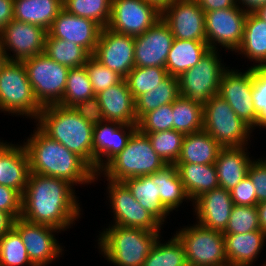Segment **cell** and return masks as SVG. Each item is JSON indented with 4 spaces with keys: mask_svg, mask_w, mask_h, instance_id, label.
I'll return each mask as SVG.
<instances>
[{
    "mask_svg": "<svg viewBox=\"0 0 266 266\" xmlns=\"http://www.w3.org/2000/svg\"><path fill=\"white\" fill-rule=\"evenodd\" d=\"M204 12L236 6V0H195Z\"/></svg>",
    "mask_w": 266,
    "mask_h": 266,
    "instance_id": "obj_52",
    "label": "cell"
},
{
    "mask_svg": "<svg viewBox=\"0 0 266 266\" xmlns=\"http://www.w3.org/2000/svg\"><path fill=\"white\" fill-rule=\"evenodd\" d=\"M8 61L5 51L2 49L0 44V71L3 65Z\"/></svg>",
    "mask_w": 266,
    "mask_h": 266,
    "instance_id": "obj_58",
    "label": "cell"
},
{
    "mask_svg": "<svg viewBox=\"0 0 266 266\" xmlns=\"http://www.w3.org/2000/svg\"><path fill=\"white\" fill-rule=\"evenodd\" d=\"M47 33L40 26L12 19L0 32V44L8 60L24 61L44 53Z\"/></svg>",
    "mask_w": 266,
    "mask_h": 266,
    "instance_id": "obj_15",
    "label": "cell"
},
{
    "mask_svg": "<svg viewBox=\"0 0 266 266\" xmlns=\"http://www.w3.org/2000/svg\"><path fill=\"white\" fill-rule=\"evenodd\" d=\"M107 181V197L114 213L113 225L160 232L162 224L139 204L123 182Z\"/></svg>",
    "mask_w": 266,
    "mask_h": 266,
    "instance_id": "obj_14",
    "label": "cell"
},
{
    "mask_svg": "<svg viewBox=\"0 0 266 266\" xmlns=\"http://www.w3.org/2000/svg\"><path fill=\"white\" fill-rule=\"evenodd\" d=\"M9 145H10L9 143L7 144V142L5 143V142H3V140L1 142V140H0V153Z\"/></svg>",
    "mask_w": 266,
    "mask_h": 266,
    "instance_id": "obj_59",
    "label": "cell"
},
{
    "mask_svg": "<svg viewBox=\"0 0 266 266\" xmlns=\"http://www.w3.org/2000/svg\"><path fill=\"white\" fill-rule=\"evenodd\" d=\"M230 194L235 205L256 206L258 204L256 190L248 175L230 191Z\"/></svg>",
    "mask_w": 266,
    "mask_h": 266,
    "instance_id": "obj_50",
    "label": "cell"
},
{
    "mask_svg": "<svg viewBox=\"0 0 266 266\" xmlns=\"http://www.w3.org/2000/svg\"><path fill=\"white\" fill-rule=\"evenodd\" d=\"M146 134L154 151L166 164H176L179 159L184 134L175 131H160Z\"/></svg>",
    "mask_w": 266,
    "mask_h": 266,
    "instance_id": "obj_42",
    "label": "cell"
},
{
    "mask_svg": "<svg viewBox=\"0 0 266 266\" xmlns=\"http://www.w3.org/2000/svg\"><path fill=\"white\" fill-rule=\"evenodd\" d=\"M248 154L245 146L222 147L220 149L214 163L219 187L231 191L247 176L248 168L253 161Z\"/></svg>",
    "mask_w": 266,
    "mask_h": 266,
    "instance_id": "obj_25",
    "label": "cell"
},
{
    "mask_svg": "<svg viewBox=\"0 0 266 266\" xmlns=\"http://www.w3.org/2000/svg\"><path fill=\"white\" fill-rule=\"evenodd\" d=\"M218 50H209L191 69L178 77L180 96L204 104L219 93L223 66ZM220 60V61H219Z\"/></svg>",
    "mask_w": 266,
    "mask_h": 266,
    "instance_id": "obj_10",
    "label": "cell"
},
{
    "mask_svg": "<svg viewBox=\"0 0 266 266\" xmlns=\"http://www.w3.org/2000/svg\"><path fill=\"white\" fill-rule=\"evenodd\" d=\"M29 174V157L25 146L11 143L0 153V184L23 195Z\"/></svg>",
    "mask_w": 266,
    "mask_h": 266,
    "instance_id": "obj_24",
    "label": "cell"
},
{
    "mask_svg": "<svg viewBox=\"0 0 266 266\" xmlns=\"http://www.w3.org/2000/svg\"><path fill=\"white\" fill-rule=\"evenodd\" d=\"M111 8L112 0H63V9L67 12L91 19L102 28L109 24Z\"/></svg>",
    "mask_w": 266,
    "mask_h": 266,
    "instance_id": "obj_39",
    "label": "cell"
},
{
    "mask_svg": "<svg viewBox=\"0 0 266 266\" xmlns=\"http://www.w3.org/2000/svg\"><path fill=\"white\" fill-rule=\"evenodd\" d=\"M72 108L87 123L93 126L99 125L106 121V118L100 106V102L96 96L79 102Z\"/></svg>",
    "mask_w": 266,
    "mask_h": 266,
    "instance_id": "obj_47",
    "label": "cell"
},
{
    "mask_svg": "<svg viewBox=\"0 0 266 266\" xmlns=\"http://www.w3.org/2000/svg\"><path fill=\"white\" fill-rule=\"evenodd\" d=\"M180 96L178 77L168 75L158 87L135 99L137 121L147 112L173 103Z\"/></svg>",
    "mask_w": 266,
    "mask_h": 266,
    "instance_id": "obj_34",
    "label": "cell"
},
{
    "mask_svg": "<svg viewBox=\"0 0 266 266\" xmlns=\"http://www.w3.org/2000/svg\"><path fill=\"white\" fill-rule=\"evenodd\" d=\"M106 121L137 125L135 100L126 80L96 94Z\"/></svg>",
    "mask_w": 266,
    "mask_h": 266,
    "instance_id": "obj_23",
    "label": "cell"
},
{
    "mask_svg": "<svg viewBox=\"0 0 266 266\" xmlns=\"http://www.w3.org/2000/svg\"><path fill=\"white\" fill-rule=\"evenodd\" d=\"M94 96L96 95L85 66L69 69L64 95L59 105L73 107Z\"/></svg>",
    "mask_w": 266,
    "mask_h": 266,
    "instance_id": "obj_38",
    "label": "cell"
},
{
    "mask_svg": "<svg viewBox=\"0 0 266 266\" xmlns=\"http://www.w3.org/2000/svg\"><path fill=\"white\" fill-rule=\"evenodd\" d=\"M193 205L198 224L223 232L228 224L234 203L230 191L218 187L198 197Z\"/></svg>",
    "mask_w": 266,
    "mask_h": 266,
    "instance_id": "obj_22",
    "label": "cell"
},
{
    "mask_svg": "<svg viewBox=\"0 0 266 266\" xmlns=\"http://www.w3.org/2000/svg\"><path fill=\"white\" fill-rule=\"evenodd\" d=\"M44 54L69 69L83 67L91 56L83 47L47 33Z\"/></svg>",
    "mask_w": 266,
    "mask_h": 266,
    "instance_id": "obj_36",
    "label": "cell"
},
{
    "mask_svg": "<svg viewBox=\"0 0 266 266\" xmlns=\"http://www.w3.org/2000/svg\"><path fill=\"white\" fill-rule=\"evenodd\" d=\"M172 103L162 105L144 114L137 123V129L142 133H155L173 129Z\"/></svg>",
    "mask_w": 266,
    "mask_h": 266,
    "instance_id": "obj_44",
    "label": "cell"
},
{
    "mask_svg": "<svg viewBox=\"0 0 266 266\" xmlns=\"http://www.w3.org/2000/svg\"><path fill=\"white\" fill-rule=\"evenodd\" d=\"M148 176L158 185L160 201L169 212L178 208L183 200H190L175 164H167Z\"/></svg>",
    "mask_w": 266,
    "mask_h": 266,
    "instance_id": "obj_32",
    "label": "cell"
},
{
    "mask_svg": "<svg viewBox=\"0 0 266 266\" xmlns=\"http://www.w3.org/2000/svg\"><path fill=\"white\" fill-rule=\"evenodd\" d=\"M14 221L9 213L0 210V238L13 227Z\"/></svg>",
    "mask_w": 266,
    "mask_h": 266,
    "instance_id": "obj_53",
    "label": "cell"
},
{
    "mask_svg": "<svg viewBox=\"0 0 266 266\" xmlns=\"http://www.w3.org/2000/svg\"><path fill=\"white\" fill-rule=\"evenodd\" d=\"M0 262L3 266H34L20 234L14 227L0 238Z\"/></svg>",
    "mask_w": 266,
    "mask_h": 266,
    "instance_id": "obj_41",
    "label": "cell"
},
{
    "mask_svg": "<svg viewBox=\"0 0 266 266\" xmlns=\"http://www.w3.org/2000/svg\"><path fill=\"white\" fill-rule=\"evenodd\" d=\"M14 19V0H0V32Z\"/></svg>",
    "mask_w": 266,
    "mask_h": 266,
    "instance_id": "obj_51",
    "label": "cell"
},
{
    "mask_svg": "<svg viewBox=\"0 0 266 266\" xmlns=\"http://www.w3.org/2000/svg\"><path fill=\"white\" fill-rule=\"evenodd\" d=\"M247 175L253 182L256 190L257 201L262 202L266 200V159L262 158L252 161L248 168Z\"/></svg>",
    "mask_w": 266,
    "mask_h": 266,
    "instance_id": "obj_49",
    "label": "cell"
},
{
    "mask_svg": "<svg viewBox=\"0 0 266 266\" xmlns=\"http://www.w3.org/2000/svg\"><path fill=\"white\" fill-rule=\"evenodd\" d=\"M261 20L266 22V4L263 6L259 7L255 12H254Z\"/></svg>",
    "mask_w": 266,
    "mask_h": 266,
    "instance_id": "obj_57",
    "label": "cell"
},
{
    "mask_svg": "<svg viewBox=\"0 0 266 266\" xmlns=\"http://www.w3.org/2000/svg\"><path fill=\"white\" fill-rule=\"evenodd\" d=\"M123 183L128 187L139 204L151 213L161 224H164L163 222H165L170 212L160 201L157 189L158 185L154 184L148 175L137 178H127Z\"/></svg>",
    "mask_w": 266,
    "mask_h": 266,
    "instance_id": "obj_33",
    "label": "cell"
},
{
    "mask_svg": "<svg viewBox=\"0 0 266 266\" xmlns=\"http://www.w3.org/2000/svg\"><path fill=\"white\" fill-rule=\"evenodd\" d=\"M261 230L256 206H233L223 234H239Z\"/></svg>",
    "mask_w": 266,
    "mask_h": 266,
    "instance_id": "obj_43",
    "label": "cell"
},
{
    "mask_svg": "<svg viewBox=\"0 0 266 266\" xmlns=\"http://www.w3.org/2000/svg\"><path fill=\"white\" fill-rule=\"evenodd\" d=\"M258 211L259 225L263 232L266 233V200L256 205Z\"/></svg>",
    "mask_w": 266,
    "mask_h": 266,
    "instance_id": "obj_55",
    "label": "cell"
},
{
    "mask_svg": "<svg viewBox=\"0 0 266 266\" xmlns=\"http://www.w3.org/2000/svg\"><path fill=\"white\" fill-rule=\"evenodd\" d=\"M161 19V10L144 0H112L107 28L130 36L142 35Z\"/></svg>",
    "mask_w": 266,
    "mask_h": 266,
    "instance_id": "obj_13",
    "label": "cell"
},
{
    "mask_svg": "<svg viewBox=\"0 0 266 266\" xmlns=\"http://www.w3.org/2000/svg\"><path fill=\"white\" fill-rule=\"evenodd\" d=\"M13 227L20 234L28 257L34 266H46L55 258L62 255V247L59 245L53 233L61 230L44 224H35L24 219L17 218Z\"/></svg>",
    "mask_w": 266,
    "mask_h": 266,
    "instance_id": "obj_17",
    "label": "cell"
},
{
    "mask_svg": "<svg viewBox=\"0 0 266 266\" xmlns=\"http://www.w3.org/2000/svg\"><path fill=\"white\" fill-rule=\"evenodd\" d=\"M42 108L23 62L8 60L0 71V110L37 119Z\"/></svg>",
    "mask_w": 266,
    "mask_h": 266,
    "instance_id": "obj_6",
    "label": "cell"
},
{
    "mask_svg": "<svg viewBox=\"0 0 266 266\" xmlns=\"http://www.w3.org/2000/svg\"><path fill=\"white\" fill-rule=\"evenodd\" d=\"M203 130L221 147L248 145L252 129L218 94L203 104Z\"/></svg>",
    "mask_w": 266,
    "mask_h": 266,
    "instance_id": "obj_7",
    "label": "cell"
},
{
    "mask_svg": "<svg viewBox=\"0 0 266 266\" xmlns=\"http://www.w3.org/2000/svg\"><path fill=\"white\" fill-rule=\"evenodd\" d=\"M136 130L137 125L121 124L115 121H105L95 125L93 128V171L99 173L116 157L125 148Z\"/></svg>",
    "mask_w": 266,
    "mask_h": 266,
    "instance_id": "obj_19",
    "label": "cell"
},
{
    "mask_svg": "<svg viewBox=\"0 0 266 266\" xmlns=\"http://www.w3.org/2000/svg\"><path fill=\"white\" fill-rule=\"evenodd\" d=\"M159 237L150 250L143 266H187L182 242L174 235L168 242L161 243Z\"/></svg>",
    "mask_w": 266,
    "mask_h": 266,
    "instance_id": "obj_37",
    "label": "cell"
},
{
    "mask_svg": "<svg viewBox=\"0 0 266 266\" xmlns=\"http://www.w3.org/2000/svg\"><path fill=\"white\" fill-rule=\"evenodd\" d=\"M182 242L189 266H228L224 234L200 224L182 228L175 234Z\"/></svg>",
    "mask_w": 266,
    "mask_h": 266,
    "instance_id": "obj_9",
    "label": "cell"
},
{
    "mask_svg": "<svg viewBox=\"0 0 266 266\" xmlns=\"http://www.w3.org/2000/svg\"><path fill=\"white\" fill-rule=\"evenodd\" d=\"M160 232L109 225L99 234L98 248L116 266H143Z\"/></svg>",
    "mask_w": 266,
    "mask_h": 266,
    "instance_id": "obj_4",
    "label": "cell"
},
{
    "mask_svg": "<svg viewBox=\"0 0 266 266\" xmlns=\"http://www.w3.org/2000/svg\"><path fill=\"white\" fill-rule=\"evenodd\" d=\"M240 4L243 5L240 8L249 13L255 12L259 7L266 4V0H236V5L239 6Z\"/></svg>",
    "mask_w": 266,
    "mask_h": 266,
    "instance_id": "obj_54",
    "label": "cell"
},
{
    "mask_svg": "<svg viewBox=\"0 0 266 266\" xmlns=\"http://www.w3.org/2000/svg\"><path fill=\"white\" fill-rule=\"evenodd\" d=\"M167 165L154 151L146 134L138 129L131 135L125 148L99 173L106 179L123 182L127 178L151 175Z\"/></svg>",
    "mask_w": 266,
    "mask_h": 266,
    "instance_id": "obj_5",
    "label": "cell"
},
{
    "mask_svg": "<svg viewBox=\"0 0 266 266\" xmlns=\"http://www.w3.org/2000/svg\"><path fill=\"white\" fill-rule=\"evenodd\" d=\"M0 210L9 213L14 219L22 213V195L15 189L0 184Z\"/></svg>",
    "mask_w": 266,
    "mask_h": 266,
    "instance_id": "obj_48",
    "label": "cell"
},
{
    "mask_svg": "<svg viewBox=\"0 0 266 266\" xmlns=\"http://www.w3.org/2000/svg\"><path fill=\"white\" fill-rule=\"evenodd\" d=\"M266 239L262 230L239 234H224L228 266H252Z\"/></svg>",
    "mask_w": 266,
    "mask_h": 266,
    "instance_id": "obj_26",
    "label": "cell"
},
{
    "mask_svg": "<svg viewBox=\"0 0 266 266\" xmlns=\"http://www.w3.org/2000/svg\"><path fill=\"white\" fill-rule=\"evenodd\" d=\"M161 19L175 39L206 41L205 12L195 0H172L161 11Z\"/></svg>",
    "mask_w": 266,
    "mask_h": 266,
    "instance_id": "obj_16",
    "label": "cell"
},
{
    "mask_svg": "<svg viewBox=\"0 0 266 266\" xmlns=\"http://www.w3.org/2000/svg\"><path fill=\"white\" fill-rule=\"evenodd\" d=\"M252 96L258 114L256 127L266 128V67H253Z\"/></svg>",
    "mask_w": 266,
    "mask_h": 266,
    "instance_id": "obj_46",
    "label": "cell"
},
{
    "mask_svg": "<svg viewBox=\"0 0 266 266\" xmlns=\"http://www.w3.org/2000/svg\"><path fill=\"white\" fill-rule=\"evenodd\" d=\"M168 76L164 67H134L124 78L134 100L158 87Z\"/></svg>",
    "mask_w": 266,
    "mask_h": 266,
    "instance_id": "obj_40",
    "label": "cell"
},
{
    "mask_svg": "<svg viewBox=\"0 0 266 266\" xmlns=\"http://www.w3.org/2000/svg\"><path fill=\"white\" fill-rule=\"evenodd\" d=\"M175 166L192 202L219 187L215 164L176 163Z\"/></svg>",
    "mask_w": 266,
    "mask_h": 266,
    "instance_id": "obj_27",
    "label": "cell"
},
{
    "mask_svg": "<svg viewBox=\"0 0 266 266\" xmlns=\"http://www.w3.org/2000/svg\"><path fill=\"white\" fill-rule=\"evenodd\" d=\"M221 148L204 130L187 134L176 163L214 164Z\"/></svg>",
    "mask_w": 266,
    "mask_h": 266,
    "instance_id": "obj_31",
    "label": "cell"
},
{
    "mask_svg": "<svg viewBox=\"0 0 266 266\" xmlns=\"http://www.w3.org/2000/svg\"><path fill=\"white\" fill-rule=\"evenodd\" d=\"M101 30L102 27L95 21L62 9L47 32L53 38L78 44L93 55Z\"/></svg>",
    "mask_w": 266,
    "mask_h": 266,
    "instance_id": "obj_21",
    "label": "cell"
},
{
    "mask_svg": "<svg viewBox=\"0 0 266 266\" xmlns=\"http://www.w3.org/2000/svg\"><path fill=\"white\" fill-rule=\"evenodd\" d=\"M155 5L159 10H163L172 0H144Z\"/></svg>",
    "mask_w": 266,
    "mask_h": 266,
    "instance_id": "obj_56",
    "label": "cell"
},
{
    "mask_svg": "<svg viewBox=\"0 0 266 266\" xmlns=\"http://www.w3.org/2000/svg\"><path fill=\"white\" fill-rule=\"evenodd\" d=\"M84 66L87 69L95 95L109 87L115 86L124 79L115 71L101 64L92 55Z\"/></svg>",
    "mask_w": 266,
    "mask_h": 266,
    "instance_id": "obj_45",
    "label": "cell"
},
{
    "mask_svg": "<svg viewBox=\"0 0 266 266\" xmlns=\"http://www.w3.org/2000/svg\"><path fill=\"white\" fill-rule=\"evenodd\" d=\"M97 61L125 78L135 67L134 37L102 28L92 55Z\"/></svg>",
    "mask_w": 266,
    "mask_h": 266,
    "instance_id": "obj_18",
    "label": "cell"
},
{
    "mask_svg": "<svg viewBox=\"0 0 266 266\" xmlns=\"http://www.w3.org/2000/svg\"><path fill=\"white\" fill-rule=\"evenodd\" d=\"M236 52L258 63L251 67H266V22L254 12L246 17L243 39Z\"/></svg>",
    "mask_w": 266,
    "mask_h": 266,
    "instance_id": "obj_30",
    "label": "cell"
},
{
    "mask_svg": "<svg viewBox=\"0 0 266 266\" xmlns=\"http://www.w3.org/2000/svg\"><path fill=\"white\" fill-rule=\"evenodd\" d=\"M174 36L160 19L142 35L134 37L135 67H164Z\"/></svg>",
    "mask_w": 266,
    "mask_h": 266,
    "instance_id": "obj_20",
    "label": "cell"
},
{
    "mask_svg": "<svg viewBox=\"0 0 266 266\" xmlns=\"http://www.w3.org/2000/svg\"><path fill=\"white\" fill-rule=\"evenodd\" d=\"M63 9V0H14V19L48 31Z\"/></svg>",
    "mask_w": 266,
    "mask_h": 266,
    "instance_id": "obj_29",
    "label": "cell"
},
{
    "mask_svg": "<svg viewBox=\"0 0 266 266\" xmlns=\"http://www.w3.org/2000/svg\"><path fill=\"white\" fill-rule=\"evenodd\" d=\"M173 129L184 135L203 130V104L179 96L172 103Z\"/></svg>",
    "mask_w": 266,
    "mask_h": 266,
    "instance_id": "obj_35",
    "label": "cell"
},
{
    "mask_svg": "<svg viewBox=\"0 0 266 266\" xmlns=\"http://www.w3.org/2000/svg\"><path fill=\"white\" fill-rule=\"evenodd\" d=\"M209 50L207 41L174 38L165 64L168 75L179 77L193 68Z\"/></svg>",
    "mask_w": 266,
    "mask_h": 266,
    "instance_id": "obj_28",
    "label": "cell"
},
{
    "mask_svg": "<svg viewBox=\"0 0 266 266\" xmlns=\"http://www.w3.org/2000/svg\"><path fill=\"white\" fill-rule=\"evenodd\" d=\"M36 127L23 143L29 157L30 173L61 178L73 185L95 181L96 173L81 157Z\"/></svg>",
    "mask_w": 266,
    "mask_h": 266,
    "instance_id": "obj_2",
    "label": "cell"
},
{
    "mask_svg": "<svg viewBox=\"0 0 266 266\" xmlns=\"http://www.w3.org/2000/svg\"><path fill=\"white\" fill-rule=\"evenodd\" d=\"M247 15L248 12L238 5L205 12V34L209 48L217 50L219 44L236 52L243 39Z\"/></svg>",
    "mask_w": 266,
    "mask_h": 266,
    "instance_id": "obj_11",
    "label": "cell"
},
{
    "mask_svg": "<svg viewBox=\"0 0 266 266\" xmlns=\"http://www.w3.org/2000/svg\"><path fill=\"white\" fill-rule=\"evenodd\" d=\"M253 67L245 72L227 69L222 77L218 95L252 130L256 129L258 114L253 102Z\"/></svg>",
    "mask_w": 266,
    "mask_h": 266,
    "instance_id": "obj_12",
    "label": "cell"
},
{
    "mask_svg": "<svg viewBox=\"0 0 266 266\" xmlns=\"http://www.w3.org/2000/svg\"><path fill=\"white\" fill-rule=\"evenodd\" d=\"M22 62L38 103L42 107L59 104L64 95L69 68L44 53Z\"/></svg>",
    "mask_w": 266,
    "mask_h": 266,
    "instance_id": "obj_8",
    "label": "cell"
},
{
    "mask_svg": "<svg viewBox=\"0 0 266 266\" xmlns=\"http://www.w3.org/2000/svg\"><path fill=\"white\" fill-rule=\"evenodd\" d=\"M73 186L61 178L30 173L22 195L21 218L61 231L71 227L81 215Z\"/></svg>",
    "mask_w": 266,
    "mask_h": 266,
    "instance_id": "obj_1",
    "label": "cell"
},
{
    "mask_svg": "<svg viewBox=\"0 0 266 266\" xmlns=\"http://www.w3.org/2000/svg\"><path fill=\"white\" fill-rule=\"evenodd\" d=\"M37 126L50 138L81 157L93 169V128L72 107L48 105L39 113Z\"/></svg>",
    "mask_w": 266,
    "mask_h": 266,
    "instance_id": "obj_3",
    "label": "cell"
}]
</instances>
